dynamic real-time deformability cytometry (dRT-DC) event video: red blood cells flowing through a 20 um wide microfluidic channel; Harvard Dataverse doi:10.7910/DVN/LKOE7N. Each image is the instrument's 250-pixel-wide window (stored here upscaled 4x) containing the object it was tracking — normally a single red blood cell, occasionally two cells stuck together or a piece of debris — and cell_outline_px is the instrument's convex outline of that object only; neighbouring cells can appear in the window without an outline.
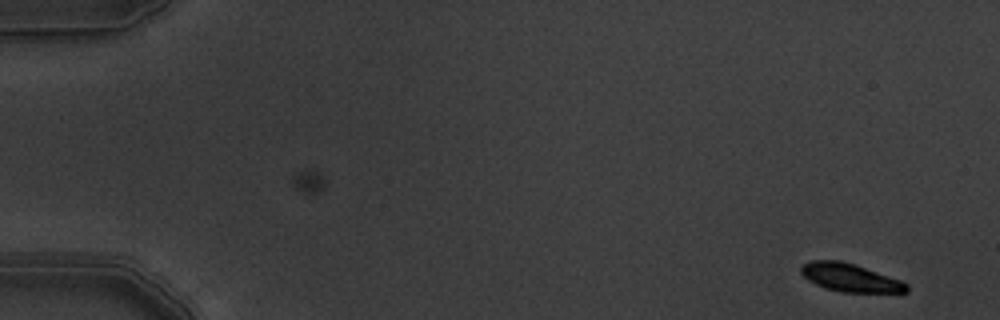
{"species": "common noctule bat (a hibernating species)", "species_latin": "Nyctalus noctula", "temperature_condition": "warm", "stored_images_in_passage": 7, "camera_frame_rate_fps": 3000, "um_per_image_px": 0.085, "animal": {"sex": "male", "body_mass_g": 19.5, "forearm_length_mm": 54.6}, "frame": {"image": 1, "passage_image": 1, "time_ms": 0.0, "image_size_px": [1000, 320], "cell_outline_px": [[908, 292], [840, 292], [824, 288], [808, 280], [800, 272], [800, 268], [804, 264], [812, 260], [840, 260], [856, 264], [900, 280], [908, 284]], "centroid_in_image_um": [72.25, 23.59], "position_along_channel_um": 12.8, "area_um2": 17.28}}
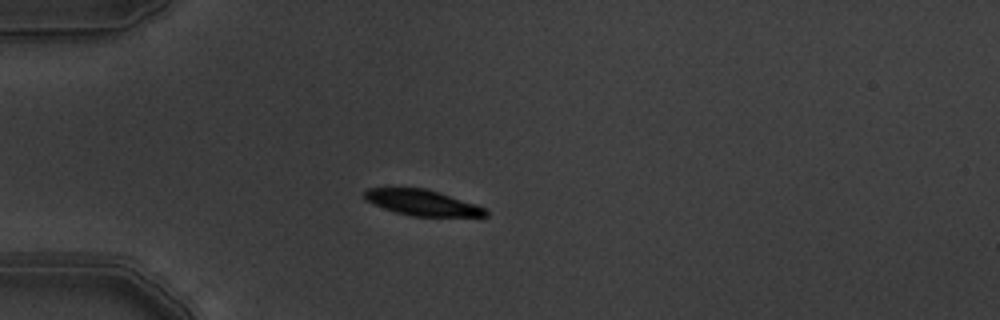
{"frame": {"image": 2, "passage_image": 5, "time_ms": 1.333, "image_size_px": [1000, 320], "cell_outline_px": [[488, 216], [412, 216], [396, 212], [384, 208], [368, 200], [364, 196], [364, 192], [368, 188], [428, 188], [440, 192], [484, 208], [488, 212]], "centroid_in_image_um": [35.89, 17.22], "position_along_channel_um": 49.1, "area_um2": 17.74}}